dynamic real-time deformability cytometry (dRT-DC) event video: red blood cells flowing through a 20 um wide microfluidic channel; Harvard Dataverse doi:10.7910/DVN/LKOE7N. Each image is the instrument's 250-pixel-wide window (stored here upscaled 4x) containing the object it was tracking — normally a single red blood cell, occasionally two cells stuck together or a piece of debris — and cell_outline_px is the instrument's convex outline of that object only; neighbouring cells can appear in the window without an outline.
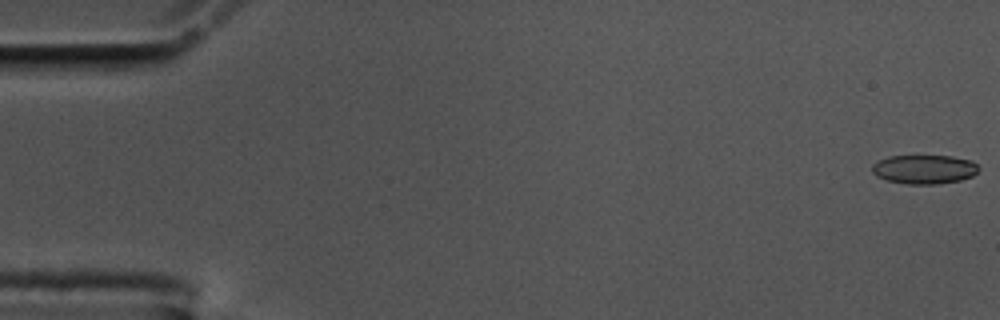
{"species": "common noctule bat (a hibernating species)", "species_latin": "Nyctalus noctula", "temperature_condition": "cold", "stored_images_in_passage": 57, "segment_of_instrument_passage": [1, 2], "camera_frame_rate_fps": 3000, "um_per_image_px": 0.085, "animal": {"sex": "male", "body_mass_g": 17.5, "forearm_length_mm": 52.3}, "frame": {"image": 1, "passage_image": 1, "time_ms": 0.0, "image_size_px": [1000, 320], "cell_outline_px": [[980, 168], [972, 176], [960, 180], [936, 184], [908, 184], [888, 180], [876, 176], [872, 172], [872, 164], [888, 156], [952, 156], [972, 160]], "centroid_in_image_um": [78.57, 14.38], "position_along_channel_um": 6.4, "area_um2": 17.98}}
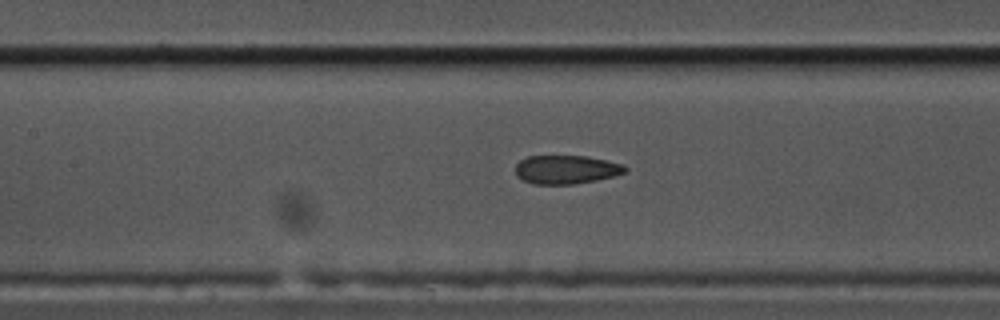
{"frame": {"image": 2, "passage_image": 26, "time_ms": 8.333, "image_size_px": [1000, 320], "cell_outline_px": [[628, 172], [596, 180], [572, 184], [536, 184], [524, 180], [516, 176], [516, 164], [520, 160], [528, 156], [588, 156], [624, 164], [628, 168]], "centroid_in_image_um": [48.15, 14.4], "position_along_channel_um": 159.2, "area_um2": 18.32}}
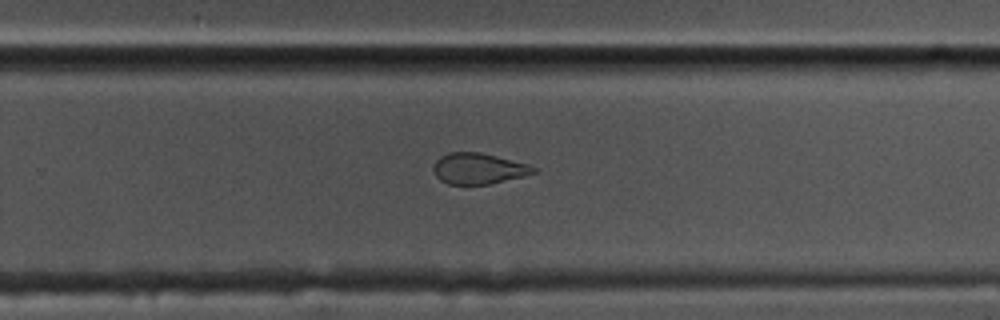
{"frame": {"image": 3, "passage_image": 37, "time_ms": 12.0, "image_size_px": [1000, 320], "cell_outline_px": [[536, 172], [524, 176], [488, 184], [448, 184], [440, 180], [436, 176], [432, 168], [436, 160], [440, 156], [448, 152], [480, 152], [528, 164], [536, 168]], "centroid_in_image_um": [40.64, 14.32], "position_along_channel_um": 289.2, "area_um2": 17.98}}